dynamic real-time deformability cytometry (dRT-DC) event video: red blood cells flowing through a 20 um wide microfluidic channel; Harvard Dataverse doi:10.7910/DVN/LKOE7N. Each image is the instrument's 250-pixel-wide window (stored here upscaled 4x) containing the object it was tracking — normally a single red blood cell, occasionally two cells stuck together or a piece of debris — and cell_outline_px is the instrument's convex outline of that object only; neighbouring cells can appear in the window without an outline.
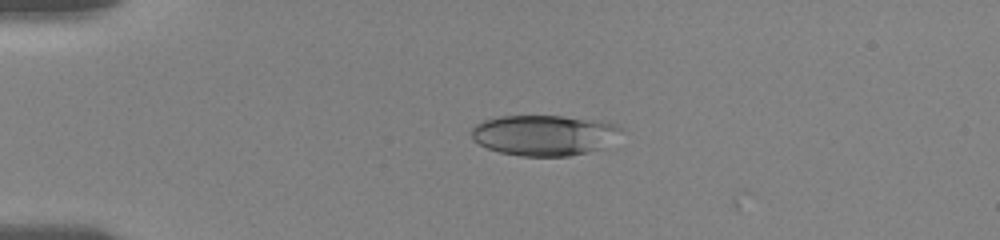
{"species": "human", "species_latin": "Homo sapiens", "temperature_condition": "room temperature", "stored_images_in_passage": 8, "camera_frame_rate_fps": 3000, "um_per_image_px": 0.085, "donor": {"sex": "female"}, "frame": {"image": 1, "passage_image": 1, "time_ms": 0.0, "image_size_px": [1000, 240], "cell_outline_px": [[620, 128], [608, 148], [568, 156], [520, 156], [500, 152], [488, 148], [472, 140], [472, 128], [476, 124], [484, 120], [500, 116], [560, 116], [604, 120], [616, 124]], "centroid_in_image_um": [46.27, 11.49], "position_along_channel_um": 38.7, "area_um2": 35.55}}
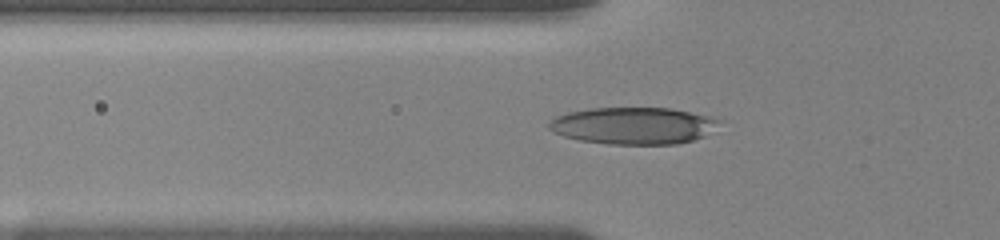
{"frame": {"image": 2, "passage_image": 6, "time_ms": 2.0, "image_size_px": [1000, 240], "cell_outline_px": [[724, 120], [704, 136], [692, 140], [676, 144], [608, 144], [580, 140], [564, 136], [552, 132], [548, 128], [548, 124], [556, 116], [568, 112], [588, 108], [672, 108], [712, 116]], "centroid_in_image_um": [53.85, 10.67], "position_along_channel_um": 71.9, "area_um2": 36.82}}